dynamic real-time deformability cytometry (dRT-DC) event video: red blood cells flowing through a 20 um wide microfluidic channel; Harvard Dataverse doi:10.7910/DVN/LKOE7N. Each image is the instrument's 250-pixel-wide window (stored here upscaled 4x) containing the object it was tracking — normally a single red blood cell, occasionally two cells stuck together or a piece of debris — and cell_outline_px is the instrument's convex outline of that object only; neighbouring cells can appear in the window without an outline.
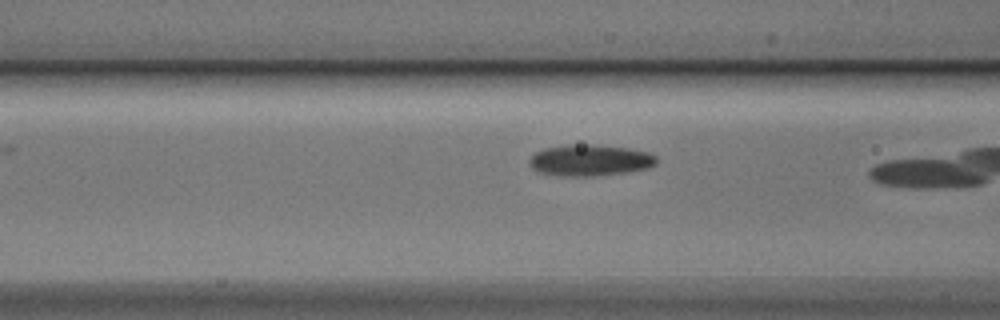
{"species": "Egyptian fruit bat (a non-hibernating species)", "species_latin": "Rousettus aegyptiacus", "temperature_condition": "cold", "stored_images_in_passage": 6, "camera_frame_rate_fps": 3000, "um_per_image_px": 0.085, "animal": {"sex": "male"}, "frame": {"image": 1, "passage_image": 5, "time_ms": 1.333, "image_size_px": [1000, 320], "cell_outline_px": [[656, 164], [648, 168], [628, 172], [592, 176], [560, 176], [540, 172], [532, 168], [528, 160], [536, 152], [544, 148], [568, 144], [592, 144], [628, 148], [648, 152], [656, 156]], "centroid_in_image_um": [50.14, 13.62], "position_along_channel_um": 116.5, "area_um2": 23.29}}